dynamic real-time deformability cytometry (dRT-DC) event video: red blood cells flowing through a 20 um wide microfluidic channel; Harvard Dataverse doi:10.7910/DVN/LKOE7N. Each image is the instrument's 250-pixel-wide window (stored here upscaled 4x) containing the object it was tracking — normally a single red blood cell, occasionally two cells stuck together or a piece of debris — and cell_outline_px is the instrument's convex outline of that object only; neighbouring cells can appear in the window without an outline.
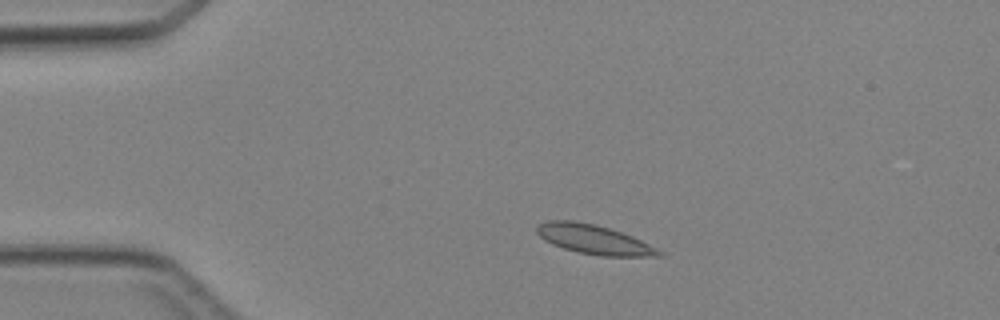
{"species": "Egyptian fruit bat (a non-hibernating species)", "species_latin": "Rousettus aegyptiacus", "temperature_condition": "cold", "stored_images_in_passage": 3, "camera_frame_rate_fps": 3000, "um_per_image_px": 0.085, "animal": {"sex": "female"}, "frame": {"image": 1, "passage_image": 2, "time_ms": 1.0, "image_size_px": [1000, 320], "cell_outline_px": [[664, 256], [600, 256], [576, 252], [552, 244], [544, 240], [536, 232], [536, 228], [540, 224], [548, 220], [572, 220], [596, 224], [632, 236], [664, 252]], "centroid_in_image_um": [50.47, 20.36], "position_along_channel_um": 34.5, "area_um2": 20.81}}